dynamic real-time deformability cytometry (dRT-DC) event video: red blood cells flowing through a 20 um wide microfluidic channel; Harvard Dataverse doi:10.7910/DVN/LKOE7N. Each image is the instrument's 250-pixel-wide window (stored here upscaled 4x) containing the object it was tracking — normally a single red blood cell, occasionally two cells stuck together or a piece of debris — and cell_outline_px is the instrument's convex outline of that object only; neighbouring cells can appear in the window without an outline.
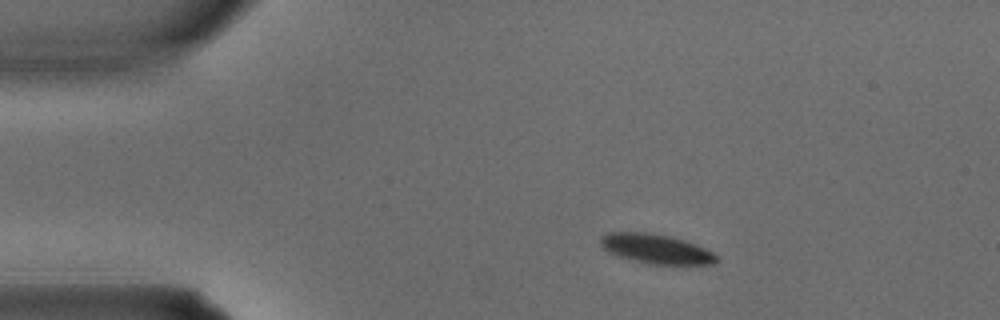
{"species": "common noctule bat (a hibernating species)", "species_latin": "Nyctalus noctula", "temperature_condition": "warm", "stored_images_in_passage": 2, "camera_frame_rate_fps": 3000, "um_per_image_px": 0.085, "animal": {"sex": "male", "body_mass_g": 15.6}, "frame": {"image": 1, "passage_image": 1, "time_ms": 0.0, "image_size_px": [1000, 320], "cell_outline_px": [[720, 260], [712, 264], [656, 264], [636, 260], [620, 256], [608, 252], [600, 244], [600, 236], [608, 232], [644, 232], [672, 236], [696, 244], [712, 252]], "centroid_in_image_um": [55.77, 21.13], "position_along_channel_um": 29.2, "area_um2": 19.71}}